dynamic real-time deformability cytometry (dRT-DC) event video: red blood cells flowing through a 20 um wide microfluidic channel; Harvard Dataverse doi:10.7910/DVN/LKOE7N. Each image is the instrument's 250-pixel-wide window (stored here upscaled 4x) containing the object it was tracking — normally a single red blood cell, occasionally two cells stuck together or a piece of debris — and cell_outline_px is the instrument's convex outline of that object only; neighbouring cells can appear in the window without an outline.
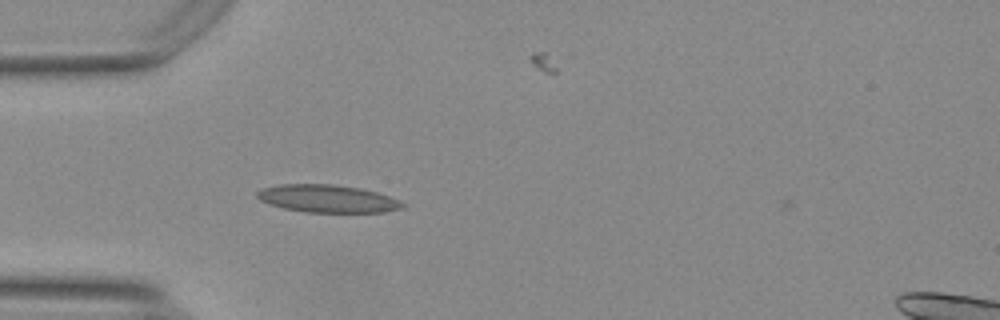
{"species": "Egyptian fruit bat (a non-hibernating species)", "species_latin": "Rousettus aegyptiacus", "temperature_condition": "warm", "stored_images_in_passage": 43, "camera_frame_rate_fps": 3000, "um_per_image_px": 0.085, "animal": {"sex": "female"}, "frame": {"image": 1, "passage_image": 4, "time_ms": 1.0, "image_size_px": [1000, 320], "cell_outline_px": [[408, 204], [400, 208], [380, 212], [308, 212], [284, 208], [268, 204], [260, 200], [256, 196], [256, 192], [260, 188], [280, 184], [336, 184], [360, 188], [376, 192], [400, 200]], "centroid_in_image_um": [27.8, 16.87], "position_along_channel_um": 57.2, "area_um2": 23.47}}
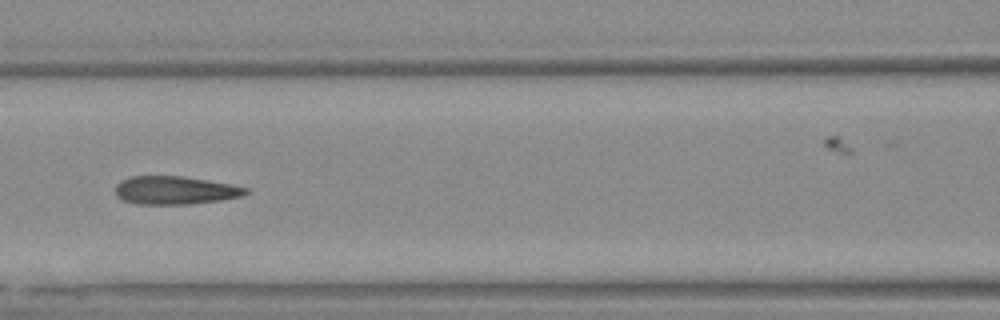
{"frame": {"image": 2, "passage_image": 12, "time_ms": 3.667, "image_size_px": [1000, 320], "cell_outline_px": [[252, 192], [240, 196], [220, 200], [192, 204], [136, 204], [124, 200], [116, 196], [116, 184], [120, 180], [132, 176], [180, 176], [208, 180], [232, 184], [248, 188]], "centroid_in_image_um": [14.89, 16.17], "position_along_channel_um": 151.7, "area_um2": 21.5}}
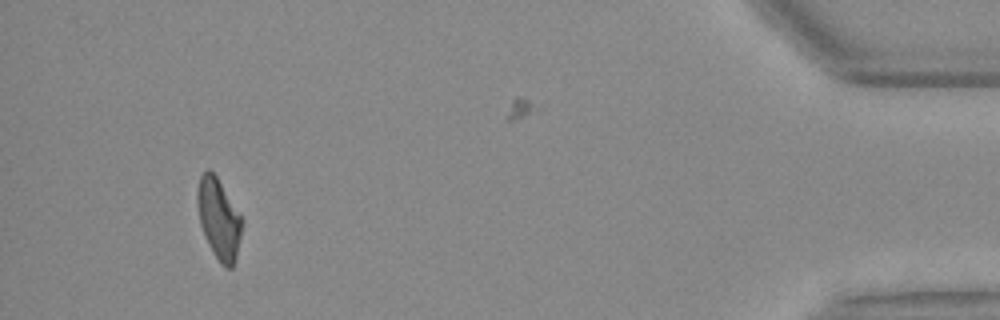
{"frame": {"image": 3, "passage_image": 39, "time_ms": 12.667, "image_size_px": [1000, 320], "cell_outline_px": [[244, 220], [236, 256], [232, 268], [224, 268], [220, 264], [212, 252], [204, 236], [200, 224], [196, 204], [196, 192], [200, 176], [208, 168], [216, 176], [240, 212]], "centroid_in_image_um": [18.59, 18.61], "position_along_channel_um": 416.6, "area_um2": 21.27}, "authors_computed_cell_mechanics": {"area_um2": 21.4438, "velocity_mm_per_s": 3.7156, "shape_relaxation_time_tau1_ms": 8.1089, "shape_relaxation_time_tau2_ms": 1.9499, "deformation_change_tau1": 0.2629, "deformation_change_tau2": 0.1256}}